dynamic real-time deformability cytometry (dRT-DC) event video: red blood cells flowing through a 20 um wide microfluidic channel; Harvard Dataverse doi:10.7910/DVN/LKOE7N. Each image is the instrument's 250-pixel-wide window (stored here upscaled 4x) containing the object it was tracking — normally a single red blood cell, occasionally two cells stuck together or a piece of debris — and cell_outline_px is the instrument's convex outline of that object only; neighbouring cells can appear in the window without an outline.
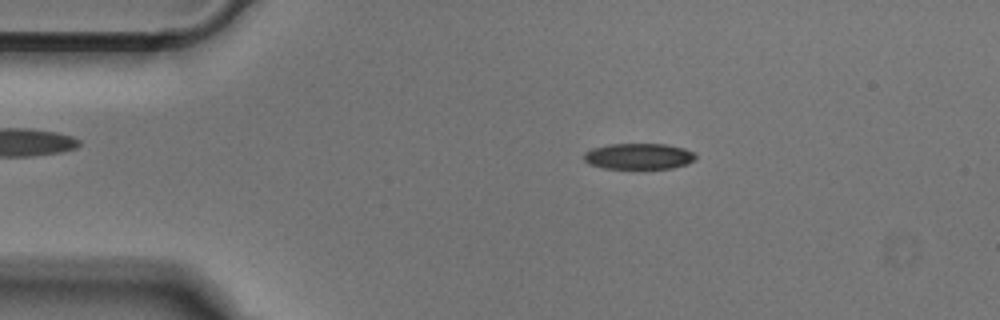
{"species": "Egyptian fruit bat (a non-hibernating species)", "species_latin": "Rousettus aegyptiacus", "temperature_condition": "cold", "stored_images_in_passage": 51, "camera_frame_rate_fps": 3000, "um_per_image_px": 0.085, "animal": {"sex": "male"}, "frame": {"image": 1, "passage_image": 9, "time_ms": 2.667, "image_size_px": [1000, 320], "cell_outline_px": [[696, 160], [688, 164], [672, 168], [604, 168], [588, 164], [584, 160], [584, 152], [592, 148], [608, 144], [664, 144], [684, 148], [696, 152]], "centroid_in_image_um": [54.32, 13.28], "position_along_channel_um": 30.7, "area_um2": 17.05}}
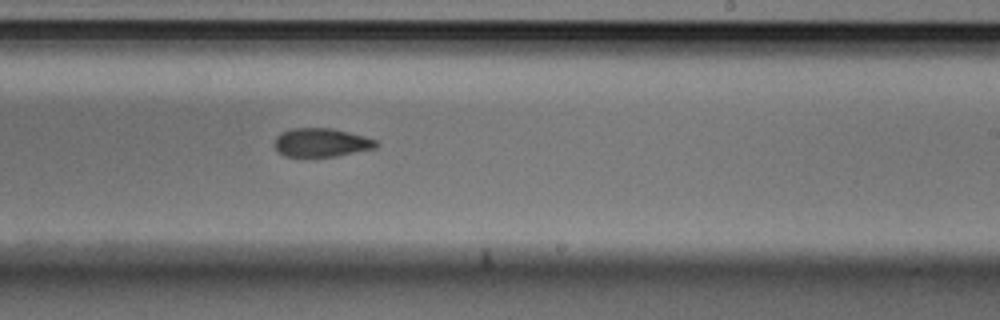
{"frame": {"image": 2, "passage_image": 30, "time_ms": 9.667, "image_size_px": [1000, 320], "cell_outline_px": [[380, 144], [376, 148], [336, 156], [284, 156], [276, 148], [276, 136], [280, 132], [292, 128], [332, 128], [364, 136], [376, 140]], "centroid_in_image_um": [27.34, 12.1], "position_along_channel_um": 261.7, "area_um2": 16.82}}
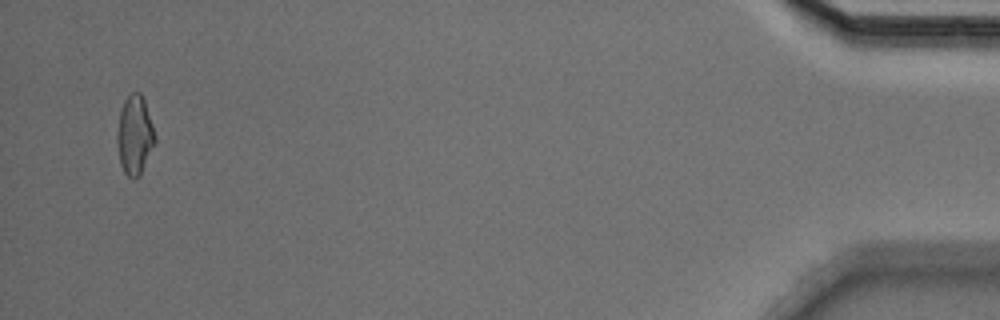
{"frame": {"image": 3, "passage_image": 49, "time_ms": 16.0, "image_size_px": [1000, 320], "cell_outline_px": [[156, 140], [140, 176], [136, 180], [132, 180], [124, 172], [120, 164], [116, 140], [116, 132], [120, 112], [124, 100], [132, 92], [140, 92], [144, 100], [156, 136]], "centroid_in_image_um": [11.43, 11.52], "position_along_channel_um": 423.8, "area_um2": 17.57}}